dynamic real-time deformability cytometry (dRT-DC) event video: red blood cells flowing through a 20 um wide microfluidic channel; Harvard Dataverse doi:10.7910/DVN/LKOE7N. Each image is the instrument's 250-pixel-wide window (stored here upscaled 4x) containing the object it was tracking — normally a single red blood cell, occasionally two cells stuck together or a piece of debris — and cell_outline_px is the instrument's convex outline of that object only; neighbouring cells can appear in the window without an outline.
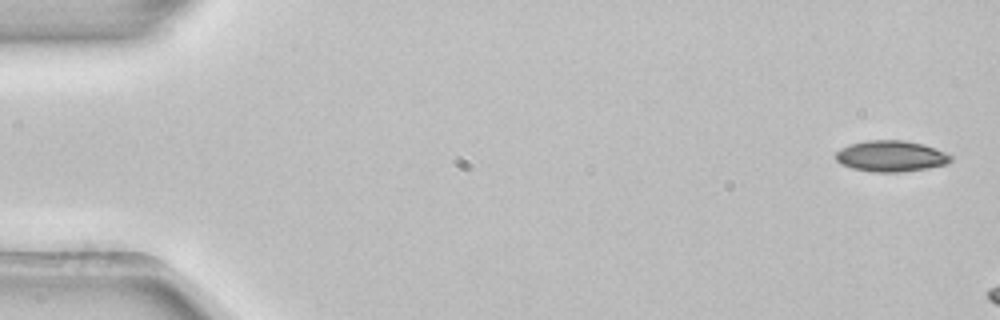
{"species": "common noctule bat (a hibernating species)", "species_latin": "Nyctalus noctula", "temperature_condition": "room temperature", "stored_images_in_passage": 3, "camera_frame_rate_fps": 3000, "um_per_image_px": 0.085, "animal": {"sex": "female", "body_mass_g": 22.7, "forearm_length_mm": 54.2}, "frame": {"image": 1, "passage_image": 1, "time_ms": 0.0, "image_size_px": [1000, 320], "cell_outline_px": [[952, 160], [948, 164], [928, 168], [900, 172], [872, 172], [852, 168], [840, 164], [836, 160], [836, 152], [840, 148], [848, 144], [868, 140], [904, 140], [924, 144], [944, 152], [952, 156]], "centroid_in_image_um": [75.72, 13.27], "position_along_channel_um": 9.3, "area_um2": 20.98}}